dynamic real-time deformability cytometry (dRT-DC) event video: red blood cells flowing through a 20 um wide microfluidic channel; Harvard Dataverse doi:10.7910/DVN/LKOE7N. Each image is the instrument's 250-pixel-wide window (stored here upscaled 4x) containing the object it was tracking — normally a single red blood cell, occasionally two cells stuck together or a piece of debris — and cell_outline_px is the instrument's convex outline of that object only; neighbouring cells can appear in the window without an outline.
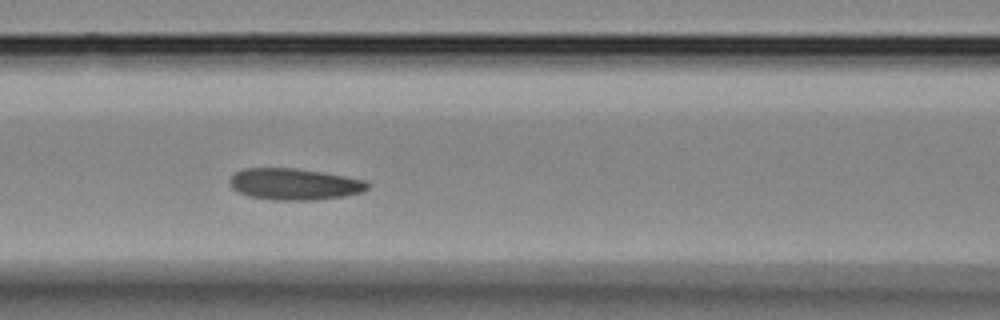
{"species": "Egyptian fruit bat (a non-hibernating species)", "species_latin": "Rousettus aegyptiacus", "temperature_condition": "room temperature", "stored_images_in_passage": 30, "camera_frame_rate_fps": 3000, "um_per_image_px": 0.085, "animal": {"sex": "female"}, "frame": {"image": 1, "passage_image": 9, "time_ms": 2.667, "image_size_px": [1000, 320], "cell_outline_px": [[372, 184], [364, 192], [344, 196], [312, 200], [272, 200], [248, 196], [232, 188], [228, 180], [236, 172], [244, 168], [296, 168], [344, 176], [364, 180]], "centroid_in_image_um": [25.03, 15.65], "position_along_channel_um": 141.6, "area_um2": 25.32}}
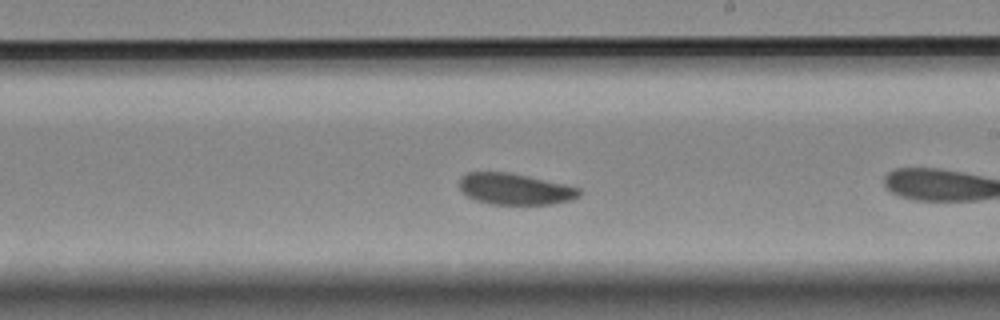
{"frame": {"image": 2, "passage_image": 13, "time_ms": 4.0, "image_size_px": [1000, 320], "cell_outline_px": [[584, 192], [580, 196], [572, 200], [552, 204], [488, 204], [476, 200], [468, 196], [460, 188], [460, 176], [468, 172], [512, 172], [564, 184], [580, 188]], "centroid_in_image_um": [43.81, 16.06], "position_along_channel_um": 245.2, "area_um2": 22.02}}